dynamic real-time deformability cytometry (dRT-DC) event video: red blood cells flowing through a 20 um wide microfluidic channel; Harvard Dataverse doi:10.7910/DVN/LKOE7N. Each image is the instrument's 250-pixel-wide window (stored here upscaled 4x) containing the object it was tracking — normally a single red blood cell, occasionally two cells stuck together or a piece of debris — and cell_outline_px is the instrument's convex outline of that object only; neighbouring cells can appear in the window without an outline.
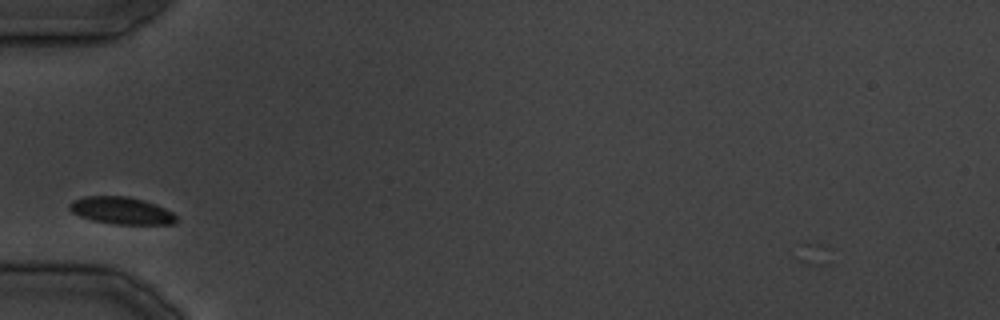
{"species": "common noctule bat (a hibernating species)", "species_latin": "Nyctalus noctula", "temperature_condition": "cold", "stored_images_in_passage": 22, "camera_frame_rate_fps": 3000, "um_per_image_px": 0.085, "animal": {"sex": "male", "body_mass_g": 19.5, "forearm_length_mm": 54.6}, "frame": {"image": 1, "passage_image": 1, "time_ms": 0.0, "image_size_px": [1000, 320], "cell_outline_px": [[176, 220], [172, 224], [116, 224], [92, 220], [80, 216], [72, 212], [68, 208], [68, 204], [72, 200], [84, 196], [128, 196], [144, 200], [156, 204], [172, 212], [176, 216]], "centroid_in_image_um": [10.29, 17.89], "position_along_channel_um": 74.7, "area_um2": 16.94}}
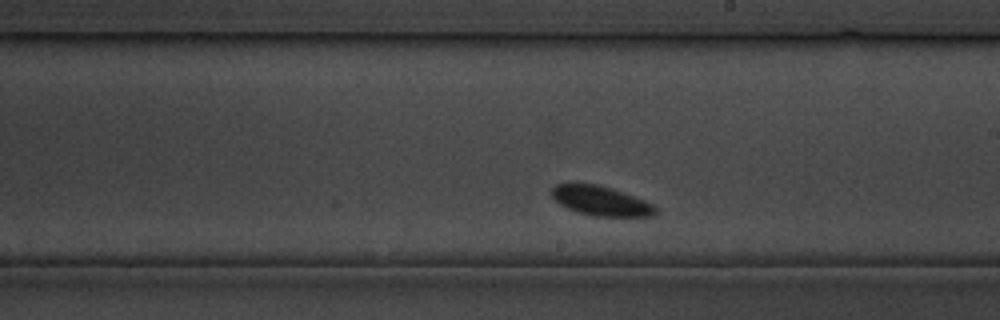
{"frame": {"image": 2, "passage_image": 11, "time_ms": 12.0, "image_size_px": [1000, 320], "cell_outline_px": [[656, 212], [652, 216], [592, 216], [576, 212], [560, 204], [552, 196], [552, 188], [556, 184], [596, 184], [644, 200], [652, 204], [656, 208]], "centroid_in_image_um": [51.05, 17.09], "position_along_channel_um": 238.0, "area_um2": 17.4}}
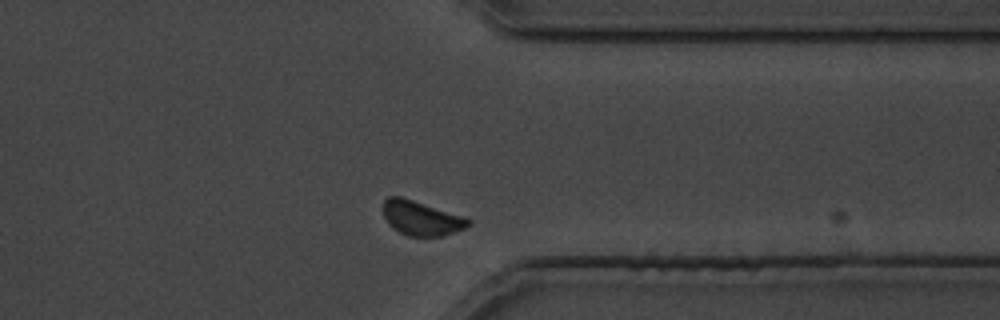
{"frame": {"image": 3, "passage_image": 19, "time_ms": 22.0, "image_size_px": [1000, 320], "cell_outline_px": [[472, 224], [464, 228], [440, 236], [408, 236], [392, 228], [384, 216], [384, 200], [388, 196], [400, 196], [464, 216], [472, 220]], "centroid_in_image_um": [35.82, 18.54], "position_along_channel_um": 375.6, "area_um2": 16.94}}